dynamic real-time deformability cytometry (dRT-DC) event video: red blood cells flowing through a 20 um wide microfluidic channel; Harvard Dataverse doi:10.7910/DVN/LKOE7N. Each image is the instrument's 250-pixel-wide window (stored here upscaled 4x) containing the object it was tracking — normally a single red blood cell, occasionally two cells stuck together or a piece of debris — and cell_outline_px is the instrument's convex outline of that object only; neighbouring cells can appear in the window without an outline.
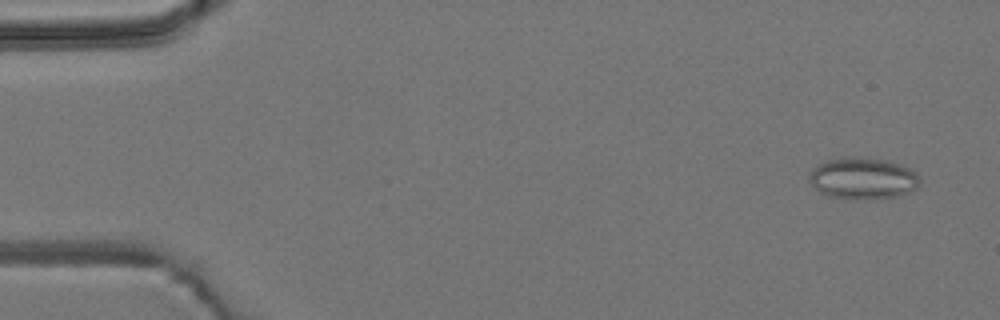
{"species": "common noctule bat (a hibernating species)", "species_latin": "Nyctalus noctula", "temperature_condition": "room temperature", "stored_images_in_passage": 4, "camera_frame_rate_fps": 3000, "um_per_image_px": 0.085, "animal": {"sex": "male", "body_mass_g": 19.2, "forearm_length_mm": 51.8}, "frame": {"image": 1, "passage_image": 1, "time_ms": 0.0, "image_size_px": [1000, 320], "cell_outline_px": [[920, 180], [916, 188], [900, 196], [872, 200], [852, 200], [828, 196], [820, 192], [808, 180], [808, 176], [812, 168], [828, 160], [856, 156], [888, 160], [900, 164], [916, 172], [920, 176]], "centroid_in_image_um": [73.36, 15.18], "position_along_channel_um": 11.6, "area_um2": 27.22}}